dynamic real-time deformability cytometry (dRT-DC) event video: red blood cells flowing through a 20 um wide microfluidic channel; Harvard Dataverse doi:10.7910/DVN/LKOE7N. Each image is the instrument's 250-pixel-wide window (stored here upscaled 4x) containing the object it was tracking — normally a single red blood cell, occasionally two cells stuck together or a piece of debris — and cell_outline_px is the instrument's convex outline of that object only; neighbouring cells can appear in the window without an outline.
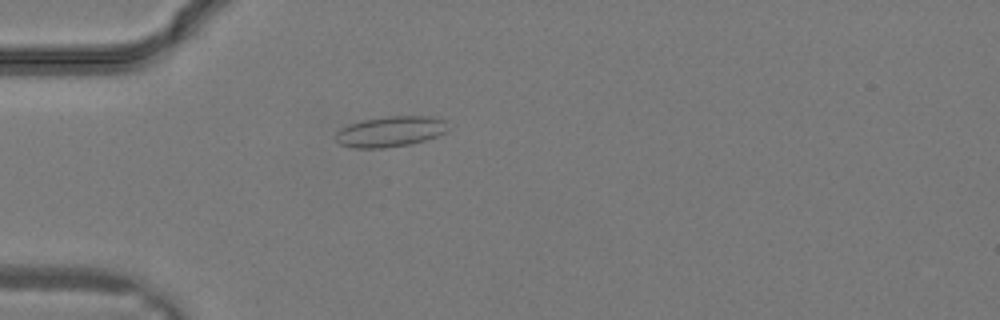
{"species": "common noctule bat (a hibernating species)", "species_latin": "Nyctalus noctula", "temperature_condition": "warm", "stored_images_in_passage": 24, "camera_frame_rate_fps": 3000, "um_per_image_px": 0.085, "animal": {"sex": "male", "body_mass_g": 19.2, "forearm_length_mm": 51.8}, "frame": {"image": 1, "passage_image": 10, "time_ms": 3.0, "image_size_px": [1000, 320], "cell_outline_px": [[448, 128], [444, 132], [436, 136], [412, 144], [384, 148], [352, 148], [340, 144], [336, 140], [336, 132], [340, 128], [348, 124], [364, 120], [384, 116], [436, 116], [448, 120]], "centroid_in_image_um": [33.2, 11.17], "position_along_channel_um": 51.8, "area_um2": 20.29}}
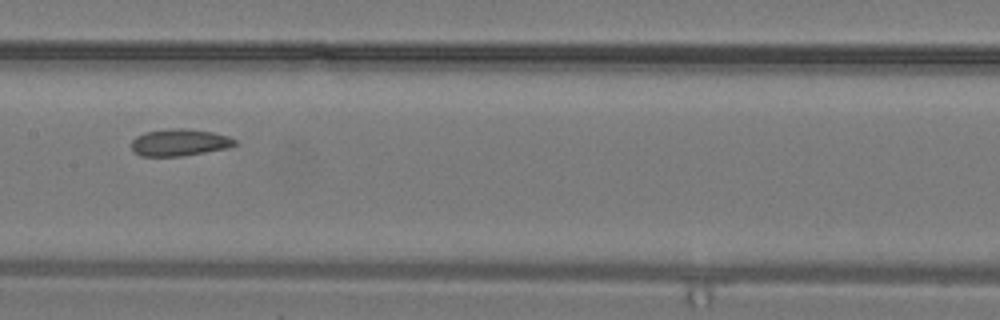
{"frame": {"image": 2, "passage_image": 17, "time_ms": 5.333, "image_size_px": [1000, 320], "cell_outline_px": [[236, 144], [228, 148], [180, 156], [140, 156], [132, 148], [132, 140], [136, 136], [144, 132], [168, 128], [184, 128], [212, 132], [228, 136], [236, 140]], "centroid_in_image_um": [15.24, 12.1], "position_along_channel_um": 192.2, "area_um2": 16.18}}
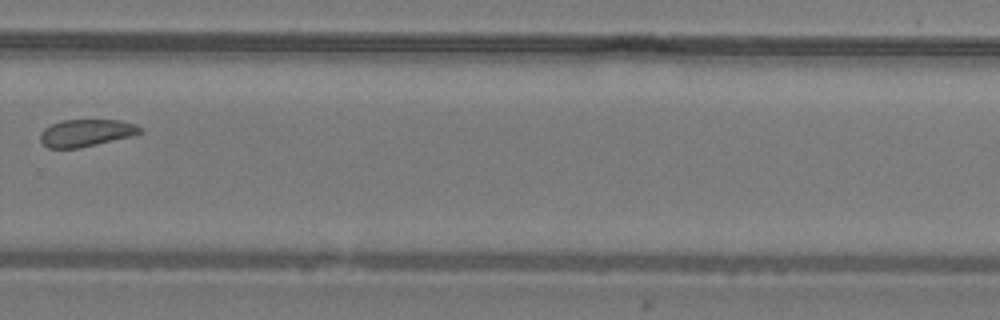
{"frame": {"image": 3, "passage_image": 23, "time_ms": 7.333, "image_size_px": [1000, 320], "cell_outline_px": [[144, 132], [132, 136], [80, 148], [48, 148], [40, 140], [40, 132], [44, 128], [52, 124], [64, 120], [120, 120], [136, 124]], "centroid_in_image_um": [7.33, 11.3], "position_along_channel_um": 322.5, "area_um2": 15.84}}